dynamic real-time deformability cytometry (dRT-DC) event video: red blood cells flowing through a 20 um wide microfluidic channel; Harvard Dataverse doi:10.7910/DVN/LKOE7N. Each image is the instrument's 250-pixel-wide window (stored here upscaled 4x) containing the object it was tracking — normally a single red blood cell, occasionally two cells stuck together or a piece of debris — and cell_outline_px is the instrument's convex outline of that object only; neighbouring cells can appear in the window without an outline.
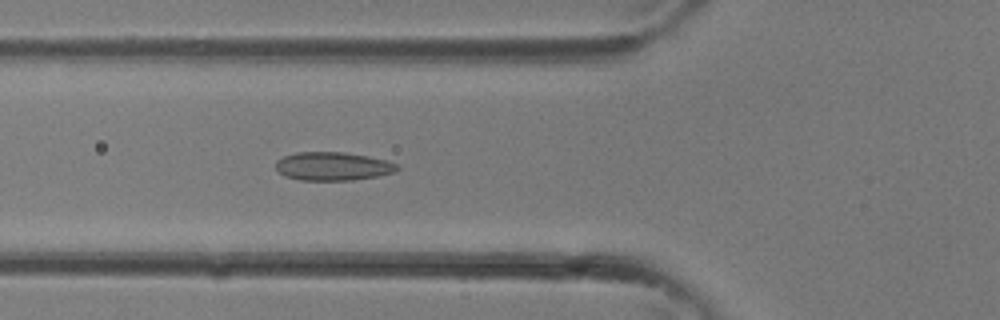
{"species": "common noctule bat (a hibernating species)", "species_latin": "Nyctalus noctula", "temperature_condition": "room temperature", "stored_images_in_passage": 35, "camera_frame_rate_fps": 3000, "um_per_image_px": 0.085, "animal": {"sex": "female"}, "frame": {"image": 1, "passage_image": 13, "time_ms": 4.0, "image_size_px": [1000, 320], "cell_outline_px": [[400, 168], [396, 172], [380, 176], [352, 180], [300, 180], [284, 176], [276, 168], [276, 160], [284, 156], [296, 152], [344, 152], [368, 156], [388, 160], [400, 164]], "centroid_in_image_um": [28.35, 14.13], "position_along_channel_um": 97.4, "area_um2": 20.4}}
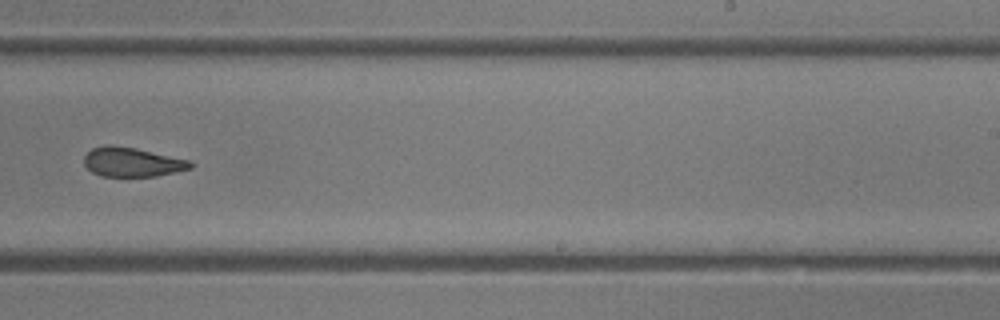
{"frame": {"image": 2, "passage_image": 22, "time_ms": 7.0, "image_size_px": [1000, 320], "cell_outline_px": [[196, 164], [192, 168], [176, 172], [156, 176], [100, 176], [92, 172], [84, 164], [84, 156], [92, 148], [104, 144], [108, 144], [136, 148], [192, 160]], "centroid_in_image_um": [11.27, 13.77], "position_along_channel_um": 277.7, "area_um2": 18.44}}
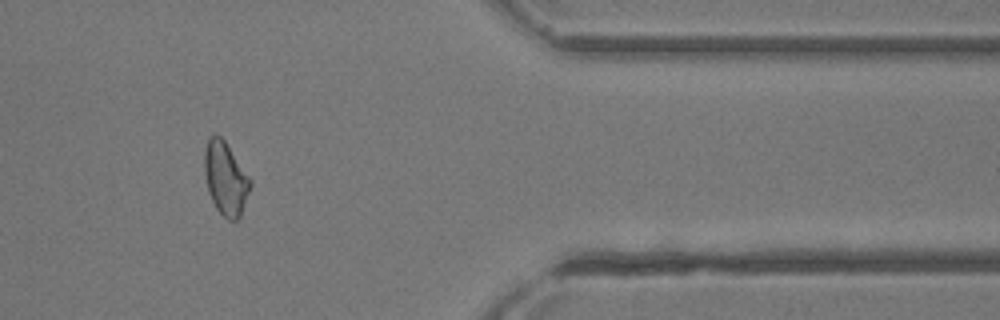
{"frame": {"image": 3, "passage_image": 29, "time_ms": 9.333, "image_size_px": [1000, 320], "cell_outline_px": [[252, 184], [240, 216], [236, 220], [228, 220], [216, 208], [208, 192], [204, 172], [204, 152], [208, 136], [216, 132], [224, 140], [252, 180]], "centroid_in_image_um": [19.16, 15.13], "position_along_channel_um": 392.2, "area_um2": 19.59}}